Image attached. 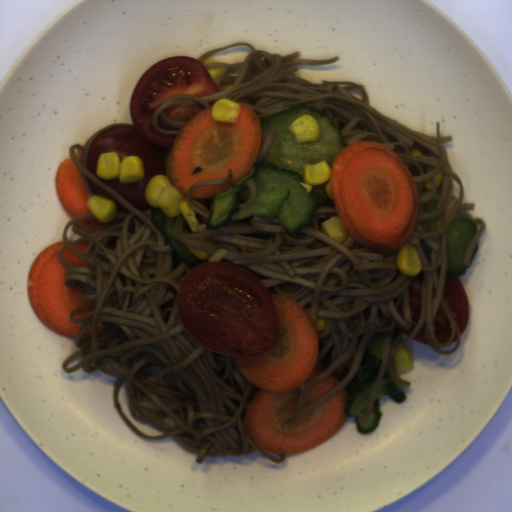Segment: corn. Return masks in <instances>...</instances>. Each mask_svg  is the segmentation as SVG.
Returning <instances> with one entry per match:
<instances>
[{
  "instance_id": "2",
  "label": "corn",
  "mask_w": 512,
  "mask_h": 512,
  "mask_svg": "<svg viewBox=\"0 0 512 512\" xmlns=\"http://www.w3.org/2000/svg\"><path fill=\"white\" fill-rule=\"evenodd\" d=\"M95 172L102 180L118 179L121 184H132L145 177L144 164L139 156H127L122 160L116 151L100 153Z\"/></svg>"
},
{
  "instance_id": "10",
  "label": "corn",
  "mask_w": 512,
  "mask_h": 512,
  "mask_svg": "<svg viewBox=\"0 0 512 512\" xmlns=\"http://www.w3.org/2000/svg\"><path fill=\"white\" fill-rule=\"evenodd\" d=\"M208 72L212 78V80H216L219 76H223L227 71H229V67H207Z\"/></svg>"
},
{
  "instance_id": "16",
  "label": "corn",
  "mask_w": 512,
  "mask_h": 512,
  "mask_svg": "<svg viewBox=\"0 0 512 512\" xmlns=\"http://www.w3.org/2000/svg\"><path fill=\"white\" fill-rule=\"evenodd\" d=\"M410 153H411V155H413V156H422V157L424 156V155H423V153H422V151H421V150H419V149H417V148L412 149V150L410 151Z\"/></svg>"
},
{
  "instance_id": "8",
  "label": "corn",
  "mask_w": 512,
  "mask_h": 512,
  "mask_svg": "<svg viewBox=\"0 0 512 512\" xmlns=\"http://www.w3.org/2000/svg\"><path fill=\"white\" fill-rule=\"evenodd\" d=\"M322 233L339 243L345 242L347 239L350 238V233L347 230V228L342 223L339 215L332 216L331 218L327 219L326 221L320 223Z\"/></svg>"
},
{
  "instance_id": "15",
  "label": "corn",
  "mask_w": 512,
  "mask_h": 512,
  "mask_svg": "<svg viewBox=\"0 0 512 512\" xmlns=\"http://www.w3.org/2000/svg\"><path fill=\"white\" fill-rule=\"evenodd\" d=\"M423 185H424V187H425V189H426L427 191H431V190H433V181H432V179H429V180L423 181Z\"/></svg>"
},
{
  "instance_id": "3",
  "label": "corn",
  "mask_w": 512,
  "mask_h": 512,
  "mask_svg": "<svg viewBox=\"0 0 512 512\" xmlns=\"http://www.w3.org/2000/svg\"><path fill=\"white\" fill-rule=\"evenodd\" d=\"M303 181L299 184L305 188L306 193L311 192L312 188L324 184V192L329 199L333 201L331 187V167L327 161H321L316 164L305 163L302 167Z\"/></svg>"
},
{
  "instance_id": "5",
  "label": "corn",
  "mask_w": 512,
  "mask_h": 512,
  "mask_svg": "<svg viewBox=\"0 0 512 512\" xmlns=\"http://www.w3.org/2000/svg\"><path fill=\"white\" fill-rule=\"evenodd\" d=\"M399 273L405 277H415L422 271L421 257L413 244L405 242L396 250L395 257Z\"/></svg>"
},
{
  "instance_id": "6",
  "label": "corn",
  "mask_w": 512,
  "mask_h": 512,
  "mask_svg": "<svg viewBox=\"0 0 512 512\" xmlns=\"http://www.w3.org/2000/svg\"><path fill=\"white\" fill-rule=\"evenodd\" d=\"M86 205L96 219L103 224L112 221L117 214L116 203L106 196L89 195Z\"/></svg>"
},
{
  "instance_id": "14",
  "label": "corn",
  "mask_w": 512,
  "mask_h": 512,
  "mask_svg": "<svg viewBox=\"0 0 512 512\" xmlns=\"http://www.w3.org/2000/svg\"><path fill=\"white\" fill-rule=\"evenodd\" d=\"M443 176H444V173L443 171L440 169L439 172L434 176L435 177V183H436V186L439 188L441 183H442V180H443Z\"/></svg>"
},
{
  "instance_id": "1",
  "label": "corn",
  "mask_w": 512,
  "mask_h": 512,
  "mask_svg": "<svg viewBox=\"0 0 512 512\" xmlns=\"http://www.w3.org/2000/svg\"><path fill=\"white\" fill-rule=\"evenodd\" d=\"M144 198L150 207L160 208L170 219L183 214L192 233H198L200 222L196 212L186 196L166 176L155 175L145 187Z\"/></svg>"
},
{
  "instance_id": "18",
  "label": "corn",
  "mask_w": 512,
  "mask_h": 512,
  "mask_svg": "<svg viewBox=\"0 0 512 512\" xmlns=\"http://www.w3.org/2000/svg\"><path fill=\"white\" fill-rule=\"evenodd\" d=\"M434 168H435V167H432V166H430V165H429V166H426V168H425V172H424V175H425V174H429L431 171H433V170H434Z\"/></svg>"
},
{
  "instance_id": "7",
  "label": "corn",
  "mask_w": 512,
  "mask_h": 512,
  "mask_svg": "<svg viewBox=\"0 0 512 512\" xmlns=\"http://www.w3.org/2000/svg\"><path fill=\"white\" fill-rule=\"evenodd\" d=\"M211 114L216 122L236 124L241 115V108L237 102L220 97L213 103Z\"/></svg>"
},
{
  "instance_id": "17",
  "label": "corn",
  "mask_w": 512,
  "mask_h": 512,
  "mask_svg": "<svg viewBox=\"0 0 512 512\" xmlns=\"http://www.w3.org/2000/svg\"><path fill=\"white\" fill-rule=\"evenodd\" d=\"M200 63H202V64L204 65L205 63H218V62H217V60H215L214 58H212L211 56H209L208 58H206L205 60H203V61H202V62H200Z\"/></svg>"
},
{
  "instance_id": "11",
  "label": "corn",
  "mask_w": 512,
  "mask_h": 512,
  "mask_svg": "<svg viewBox=\"0 0 512 512\" xmlns=\"http://www.w3.org/2000/svg\"><path fill=\"white\" fill-rule=\"evenodd\" d=\"M186 248L194 255L196 256L198 259H200L201 261H206V260H209V258L211 257L212 254L210 253H206L202 250H199L195 247H192L190 245H187L186 244Z\"/></svg>"
},
{
  "instance_id": "13",
  "label": "corn",
  "mask_w": 512,
  "mask_h": 512,
  "mask_svg": "<svg viewBox=\"0 0 512 512\" xmlns=\"http://www.w3.org/2000/svg\"><path fill=\"white\" fill-rule=\"evenodd\" d=\"M203 245H206V246H209V247H212V248H215L216 249V244L214 242L213 239H210V238H206V239H200L199 241H197Z\"/></svg>"
},
{
  "instance_id": "12",
  "label": "corn",
  "mask_w": 512,
  "mask_h": 512,
  "mask_svg": "<svg viewBox=\"0 0 512 512\" xmlns=\"http://www.w3.org/2000/svg\"><path fill=\"white\" fill-rule=\"evenodd\" d=\"M315 328L317 332H323L326 331L327 328V320L325 317H317L315 322Z\"/></svg>"
},
{
  "instance_id": "4",
  "label": "corn",
  "mask_w": 512,
  "mask_h": 512,
  "mask_svg": "<svg viewBox=\"0 0 512 512\" xmlns=\"http://www.w3.org/2000/svg\"><path fill=\"white\" fill-rule=\"evenodd\" d=\"M288 130L293 133L297 143L316 142L322 135L321 126L318 120L310 114L299 116L288 126Z\"/></svg>"
},
{
  "instance_id": "9",
  "label": "corn",
  "mask_w": 512,
  "mask_h": 512,
  "mask_svg": "<svg viewBox=\"0 0 512 512\" xmlns=\"http://www.w3.org/2000/svg\"><path fill=\"white\" fill-rule=\"evenodd\" d=\"M393 367L398 374L414 368L413 353L409 347L401 346L396 351L393 357Z\"/></svg>"
}]
</instances>
